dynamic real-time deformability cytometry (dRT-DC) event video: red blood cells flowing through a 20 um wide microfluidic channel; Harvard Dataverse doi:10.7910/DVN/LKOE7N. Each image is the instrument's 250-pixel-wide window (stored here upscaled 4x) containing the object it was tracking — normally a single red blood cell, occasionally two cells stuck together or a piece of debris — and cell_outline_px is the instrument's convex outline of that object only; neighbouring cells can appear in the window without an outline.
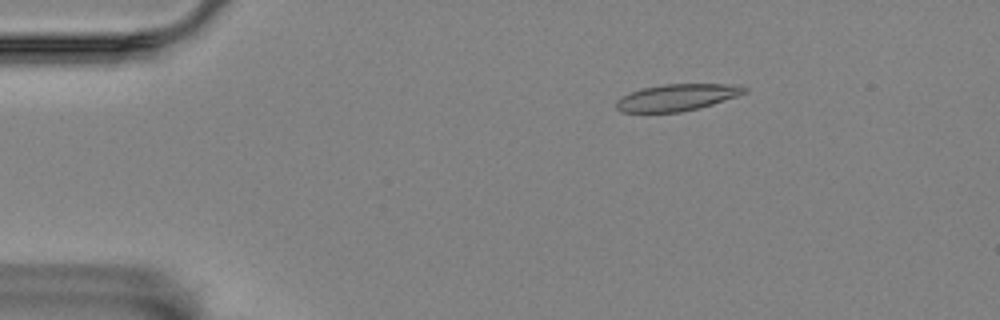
{"species": "Egyptian fruit bat (a non-hibernating species)", "species_latin": "Rousettus aegyptiacus", "temperature_condition": "room temperature", "stored_images_in_passage": 5, "camera_frame_rate_fps": 3000, "um_per_image_px": 0.085, "animal": {"sex": "female"}, "frame": {"image": 1, "passage_image": 3, "time_ms": 0.667, "image_size_px": [1000, 320], "cell_outline_px": [[748, 92], [700, 108], [680, 112], [620, 112], [616, 108], [616, 100], [632, 92], [644, 88], [664, 84], [740, 84], [748, 88]], "centroid_in_image_um": [57.59, 8.28], "position_along_channel_um": 27.4, "area_um2": 19.88}}